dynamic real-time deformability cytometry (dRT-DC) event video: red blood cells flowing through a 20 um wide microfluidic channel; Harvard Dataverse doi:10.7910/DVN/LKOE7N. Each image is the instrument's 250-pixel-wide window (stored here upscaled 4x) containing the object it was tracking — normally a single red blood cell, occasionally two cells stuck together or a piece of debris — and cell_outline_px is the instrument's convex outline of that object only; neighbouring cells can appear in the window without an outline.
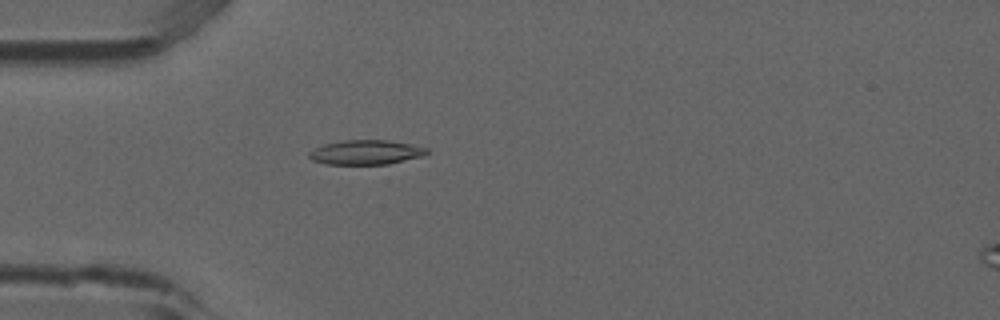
{"species": "common noctule bat (a hibernating species)", "species_latin": "Nyctalus noctula", "temperature_condition": "room temperature", "stored_images_in_passage": 52, "camera_frame_rate_fps": 3000, "um_per_image_px": 0.085, "animal": {"sex": "male", "forearm_length_mm": 52.5}, "frame": {"image": 1, "passage_image": 15, "time_ms": 4.667, "image_size_px": [1000, 320], "cell_outline_px": [[428, 152], [424, 156], [388, 164], [324, 164], [312, 160], [308, 156], [308, 152], [324, 144], [344, 140], [388, 140], [428, 148]], "centroid_in_image_um": [31.09, 12.95], "position_along_channel_um": 53.9, "area_um2": 16.76}}
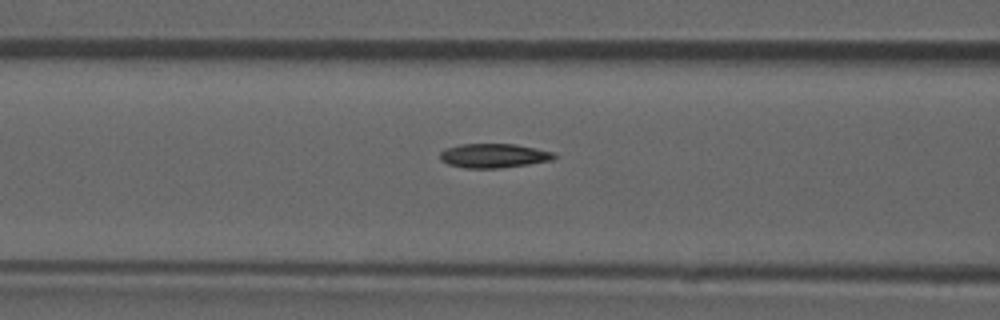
{"frame": {"image": 2, "passage_image": 21, "time_ms": 6.667, "image_size_px": [1000, 320], "cell_outline_px": [[556, 156], [552, 160], [528, 164], [500, 168], [464, 168], [448, 164], [440, 160], [440, 152], [448, 148], [460, 144], [516, 144], [556, 152]], "centroid_in_image_um": [41.99, 13.23], "position_along_channel_um": 124.6, "area_um2": 16.13}}
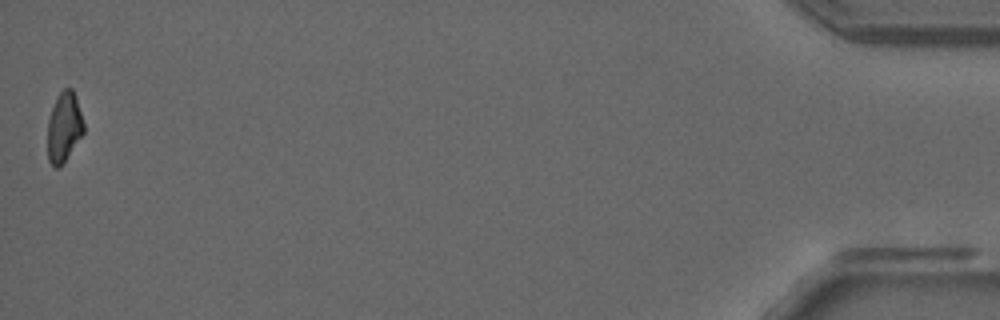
{"frame": {"image": 3, "passage_image": 52, "time_ms": 17.0, "image_size_px": [1000, 320], "cell_outline_px": [[84, 132], [60, 168], [56, 168], [48, 160], [48, 120], [56, 96], [64, 88], [72, 88], [76, 96], [84, 124]], "centroid_in_image_um": [5.44, 10.79], "position_along_channel_um": 429.8, "area_um2": 14.68}, "authors_computed_cell_mechanics": {"area_um2": 16.0973, "velocity_mm_per_s": 3.9056, "shape_relaxation_time_tau1_ms": 5.0467, "shape_relaxation_time_tau2_ms": 4.4868, "deformation_change_tau1": 0.1804, "deformation_change_tau2": 0.1263}}